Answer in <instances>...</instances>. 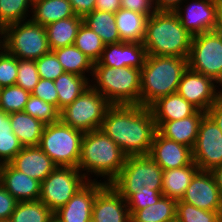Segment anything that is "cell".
Masks as SVG:
<instances>
[{
  "label": "cell",
  "mask_w": 222,
  "mask_h": 222,
  "mask_svg": "<svg viewBox=\"0 0 222 222\" xmlns=\"http://www.w3.org/2000/svg\"><path fill=\"white\" fill-rule=\"evenodd\" d=\"M39 79L35 60L18 59V74L15 85L31 93L38 84Z\"/></svg>",
  "instance_id": "obj_39"
},
{
  "label": "cell",
  "mask_w": 222,
  "mask_h": 222,
  "mask_svg": "<svg viewBox=\"0 0 222 222\" xmlns=\"http://www.w3.org/2000/svg\"><path fill=\"white\" fill-rule=\"evenodd\" d=\"M215 31L222 36V0H219Z\"/></svg>",
  "instance_id": "obj_53"
},
{
  "label": "cell",
  "mask_w": 222,
  "mask_h": 222,
  "mask_svg": "<svg viewBox=\"0 0 222 222\" xmlns=\"http://www.w3.org/2000/svg\"><path fill=\"white\" fill-rule=\"evenodd\" d=\"M54 213L40 200L18 202L10 222H48Z\"/></svg>",
  "instance_id": "obj_33"
},
{
  "label": "cell",
  "mask_w": 222,
  "mask_h": 222,
  "mask_svg": "<svg viewBox=\"0 0 222 222\" xmlns=\"http://www.w3.org/2000/svg\"><path fill=\"white\" fill-rule=\"evenodd\" d=\"M120 3L122 9L146 15L148 18L157 11L154 0H120Z\"/></svg>",
  "instance_id": "obj_45"
},
{
  "label": "cell",
  "mask_w": 222,
  "mask_h": 222,
  "mask_svg": "<svg viewBox=\"0 0 222 222\" xmlns=\"http://www.w3.org/2000/svg\"><path fill=\"white\" fill-rule=\"evenodd\" d=\"M217 84L212 78L188 67L178 84L177 93L198 110L207 112L221 93Z\"/></svg>",
  "instance_id": "obj_13"
},
{
  "label": "cell",
  "mask_w": 222,
  "mask_h": 222,
  "mask_svg": "<svg viewBox=\"0 0 222 222\" xmlns=\"http://www.w3.org/2000/svg\"><path fill=\"white\" fill-rule=\"evenodd\" d=\"M54 83L58 94V110L60 111L77 99L90 86L91 82L90 78L64 72L54 80Z\"/></svg>",
  "instance_id": "obj_29"
},
{
  "label": "cell",
  "mask_w": 222,
  "mask_h": 222,
  "mask_svg": "<svg viewBox=\"0 0 222 222\" xmlns=\"http://www.w3.org/2000/svg\"><path fill=\"white\" fill-rule=\"evenodd\" d=\"M106 185L103 180L88 181L54 215L61 222H88L92 219V207L97 193Z\"/></svg>",
  "instance_id": "obj_16"
},
{
  "label": "cell",
  "mask_w": 222,
  "mask_h": 222,
  "mask_svg": "<svg viewBox=\"0 0 222 222\" xmlns=\"http://www.w3.org/2000/svg\"><path fill=\"white\" fill-rule=\"evenodd\" d=\"M126 155L121 148L101 129L84 132L78 169L88 181H97L100 176L110 184L125 164ZM94 174L97 178L88 176Z\"/></svg>",
  "instance_id": "obj_2"
},
{
  "label": "cell",
  "mask_w": 222,
  "mask_h": 222,
  "mask_svg": "<svg viewBox=\"0 0 222 222\" xmlns=\"http://www.w3.org/2000/svg\"><path fill=\"white\" fill-rule=\"evenodd\" d=\"M206 114L216 123L222 131V92L217 96L216 101L207 110Z\"/></svg>",
  "instance_id": "obj_48"
},
{
  "label": "cell",
  "mask_w": 222,
  "mask_h": 222,
  "mask_svg": "<svg viewBox=\"0 0 222 222\" xmlns=\"http://www.w3.org/2000/svg\"><path fill=\"white\" fill-rule=\"evenodd\" d=\"M176 217L181 222H222V212L200 209L182 200L177 201Z\"/></svg>",
  "instance_id": "obj_36"
},
{
  "label": "cell",
  "mask_w": 222,
  "mask_h": 222,
  "mask_svg": "<svg viewBox=\"0 0 222 222\" xmlns=\"http://www.w3.org/2000/svg\"><path fill=\"white\" fill-rule=\"evenodd\" d=\"M121 8L120 0H96L95 10L116 13Z\"/></svg>",
  "instance_id": "obj_49"
},
{
  "label": "cell",
  "mask_w": 222,
  "mask_h": 222,
  "mask_svg": "<svg viewBox=\"0 0 222 222\" xmlns=\"http://www.w3.org/2000/svg\"><path fill=\"white\" fill-rule=\"evenodd\" d=\"M149 156L163 169H175L192 164V148L179 144L156 132Z\"/></svg>",
  "instance_id": "obj_19"
},
{
  "label": "cell",
  "mask_w": 222,
  "mask_h": 222,
  "mask_svg": "<svg viewBox=\"0 0 222 222\" xmlns=\"http://www.w3.org/2000/svg\"><path fill=\"white\" fill-rule=\"evenodd\" d=\"M32 6L33 0H0V27L29 20Z\"/></svg>",
  "instance_id": "obj_34"
},
{
  "label": "cell",
  "mask_w": 222,
  "mask_h": 222,
  "mask_svg": "<svg viewBox=\"0 0 222 222\" xmlns=\"http://www.w3.org/2000/svg\"><path fill=\"white\" fill-rule=\"evenodd\" d=\"M3 48L20 60H37L50 51L46 28L31 19L3 28Z\"/></svg>",
  "instance_id": "obj_8"
},
{
  "label": "cell",
  "mask_w": 222,
  "mask_h": 222,
  "mask_svg": "<svg viewBox=\"0 0 222 222\" xmlns=\"http://www.w3.org/2000/svg\"><path fill=\"white\" fill-rule=\"evenodd\" d=\"M191 40L174 11L157 10L147 19L142 44L147 55L188 58Z\"/></svg>",
  "instance_id": "obj_3"
},
{
  "label": "cell",
  "mask_w": 222,
  "mask_h": 222,
  "mask_svg": "<svg viewBox=\"0 0 222 222\" xmlns=\"http://www.w3.org/2000/svg\"><path fill=\"white\" fill-rule=\"evenodd\" d=\"M198 166L192 164L163 171L162 194L176 201L184 197L187 187L191 183L193 176L199 171Z\"/></svg>",
  "instance_id": "obj_25"
},
{
  "label": "cell",
  "mask_w": 222,
  "mask_h": 222,
  "mask_svg": "<svg viewBox=\"0 0 222 222\" xmlns=\"http://www.w3.org/2000/svg\"><path fill=\"white\" fill-rule=\"evenodd\" d=\"M100 129L126 156L149 155L157 132L150 107L140 104L111 105Z\"/></svg>",
  "instance_id": "obj_1"
},
{
  "label": "cell",
  "mask_w": 222,
  "mask_h": 222,
  "mask_svg": "<svg viewBox=\"0 0 222 222\" xmlns=\"http://www.w3.org/2000/svg\"><path fill=\"white\" fill-rule=\"evenodd\" d=\"M83 135L59 120L45 124L39 147L57 166L78 168Z\"/></svg>",
  "instance_id": "obj_6"
},
{
  "label": "cell",
  "mask_w": 222,
  "mask_h": 222,
  "mask_svg": "<svg viewBox=\"0 0 222 222\" xmlns=\"http://www.w3.org/2000/svg\"><path fill=\"white\" fill-rule=\"evenodd\" d=\"M83 23L99 35L105 45L121 42L114 13L93 10L83 17Z\"/></svg>",
  "instance_id": "obj_31"
},
{
  "label": "cell",
  "mask_w": 222,
  "mask_h": 222,
  "mask_svg": "<svg viewBox=\"0 0 222 222\" xmlns=\"http://www.w3.org/2000/svg\"><path fill=\"white\" fill-rule=\"evenodd\" d=\"M176 204V200L162 196L157 203L137 210L131 222H167L176 217Z\"/></svg>",
  "instance_id": "obj_32"
},
{
  "label": "cell",
  "mask_w": 222,
  "mask_h": 222,
  "mask_svg": "<svg viewBox=\"0 0 222 222\" xmlns=\"http://www.w3.org/2000/svg\"><path fill=\"white\" fill-rule=\"evenodd\" d=\"M150 109L157 129L165 121L183 119L193 115L198 110L177 92L159 98L150 106Z\"/></svg>",
  "instance_id": "obj_23"
},
{
  "label": "cell",
  "mask_w": 222,
  "mask_h": 222,
  "mask_svg": "<svg viewBox=\"0 0 222 222\" xmlns=\"http://www.w3.org/2000/svg\"><path fill=\"white\" fill-rule=\"evenodd\" d=\"M76 16L84 17L95 10L96 0H68Z\"/></svg>",
  "instance_id": "obj_47"
},
{
  "label": "cell",
  "mask_w": 222,
  "mask_h": 222,
  "mask_svg": "<svg viewBox=\"0 0 222 222\" xmlns=\"http://www.w3.org/2000/svg\"><path fill=\"white\" fill-rule=\"evenodd\" d=\"M210 172H211V174L215 180V183L217 184V187L220 190V193L222 195V165L215 167Z\"/></svg>",
  "instance_id": "obj_52"
},
{
  "label": "cell",
  "mask_w": 222,
  "mask_h": 222,
  "mask_svg": "<svg viewBox=\"0 0 222 222\" xmlns=\"http://www.w3.org/2000/svg\"><path fill=\"white\" fill-rule=\"evenodd\" d=\"M35 64L41 79L54 81L64 73L62 65L51 50L35 60Z\"/></svg>",
  "instance_id": "obj_40"
},
{
  "label": "cell",
  "mask_w": 222,
  "mask_h": 222,
  "mask_svg": "<svg viewBox=\"0 0 222 222\" xmlns=\"http://www.w3.org/2000/svg\"><path fill=\"white\" fill-rule=\"evenodd\" d=\"M18 74V58L4 48L0 51V88L16 83Z\"/></svg>",
  "instance_id": "obj_41"
},
{
  "label": "cell",
  "mask_w": 222,
  "mask_h": 222,
  "mask_svg": "<svg viewBox=\"0 0 222 222\" xmlns=\"http://www.w3.org/2000/svg\"><path fill=\"white\" fill-rule=\"evenodd\" d=\"M112 104L91 85L71 104L59 111V120L83 132L101 128Z\"/></svg>",
  "instance_id": "obj_9"
},
{
  "label": "cell",
  "mask_w": 222,
  "mask_h": 222,
  "mask_svg": "<svg viewBox=\"0 0 222 222\" xmlns=\"http://www.w3.org/2000/svg\"><path fill=\"white\" fill-rule=\"evenodd\" d=\"M18 201L0 183V220H10Z\"/></svg>",
  "instance_id": "obj_46"
},
{
  "label": "cell",
  "mask_w": 222,
  "mask_h": 222,
  "mask_svg": "<svg viewBox=\"0 0 222 222\" xmlns=\"http://www.w3.org/2000/svg\"><path fill=\"white\" fill-rule=\"evenodd\" d=\"M185 1L187 5H179L173 10L182 23V26L192 36L214 31L217 23L219 0Z\"/></svg>",
  "instance_id": "obj_14"
},
{
  "label": "cell",
  "mask_w": 222,
  "mask_h": 222,
  "mask_svg": "<svg viewBox=\"0 0 222 222\" xmlns=\"http://www.w3.org/2000/svg\"><path fill=\"white\" fill-rule=\"evenodd\" d=\"M147 19L146 15L120 8L115 13V23L121 41L143 43Z\"/></svg>",
  "instance_id": "obj_27"
},
{
  "label": "cell",
  "mask_w": 222,
  "mask_h": 222,
  "mask_svg": "<svg viewBox=\"0 0 222 222\" xmlns=\"http://www.w3.org/2000/svg\"><path fill=\"white\" fill-rule=\"evenodd\" d=\"M23 111L32 117L41 120L44 124L59 121V110L54 105L33 95L29 96Z\"/></svg>",
  "instance_id": "obj_38"
},
{
  "label": "cell",
  "mask_w": 222,
  "mask_h": 222,
  "mask_svg": "<svg viewBox=\"0 0 222 222\" xmlns=\"http://www.w3.org/2000/svg\"><path fill=\"white\" fill-rule=\"evenodd\" d=\"M87 182L78 168L57 166L41 182L39 200L54 213Z\"/></svg>",
  "instance_id": "obj_11"
},
{
  "label": "cell",
  "mask_w": 222,
  "mask_h": 222,
  "mask_svg": "<svg viewBox=\"0 0 222 222\" xmlns=\"http://www.w3.org/2000/svg\"><path fill=\"white\" fill-rule=\"evenodd\" d=\"M206 112L197 110L193 115L173 121H165L157 131L167 139L194 148L199 125Z\"/></svg>",
  "instance_id": "obj_22"
},
{
  "label": "cell",
  "mask_w": 222,
  "mask_h": 222,
  "mask_svg": "<svg viewBox=\"0 0 222 222\" xmlns=\"http://www.w3.org/2000/svg\"><path fill=\"white\" fill-rule=\"evenodd\" d=\"M185 0H154L157 10L173 11L179 5H183Z\"/></svg>",
  "instance_id": "obj_50"
},
{
  "label": "cell",
  "mask_w": 222,
  "mask_h": 222,
  "mask_svg": "<svg viewBox=\"0 0 222 222\" xmlns=\"http://www.w3.org/2000/svg\"><path fill=\"white\" fill-rule=\"evenodd\" d=\"M3 49V28L0 27V50Z\"/></svg>",
  "instance_id": "obj_54"
},
{
  "label": "cell",
  "mask_w": 222,
  "mask_h": 222,
  "mask_svg": "<svg viewBox=\"0 0 222 222\" xmlns=\"http://www.w3.org/2000/svg\"><path fill=\"white\" fill-rule=\"evenodd\" d=\"M162 196V192H157L146 187L138 189L136 193L132 194L126 200L130 215L132 216L139 209H144L147 206L157 203Z\"/></svg>",
  "instance_id": "obj_42"
},
{
  "label": "cell",
  "mask_w": 222,
  "mask_h": 222,
  "mask_svg": "<svg viewBox=\"0 0 222 222\" xmlns=\"http://www.w3.org/2000/svg\"><path fill=\"white\" fill-rule=\"evenodd\" d=\"M30 92L12 85L0 88V108L6 113L23 111Z\"/></svg>",
  "instance_id": "obj_37"
},
{
  "label": "cell",
  "mask_w": 222,
  "mask_h": 222,
  "mask_svg": "<svg viewBox=\"0 0 222 222\" xmlns=\"http://www.w3.org/2000/svg\"><path fill=\"white\" fill-rule=\"evenodd\" d=\"M64 72L77 74L82 77H86L88 73L92 76L93 65L92 60L82 53L75 45L65 46L52 50ZM87 75H86V73Z\"/></svg>",
  "instance_id": "obj_30"
},
{
  "label": "cell",
  "mask_w": 222,
  "mask_h": 222,
  "mask_svg": "<svg viewBox=\"0 0 222 222\" xmlns=\"http://www.w3.org/2000/svg\"><path fill=\"white\" fill-rule=\"evenodd\" d=\"M163 169L149 156H127L119 175L110 183L127 200L146 187L162 192Z\"/></svg>",
  "instance_id": "obj_7"
},
{
  "label": "cell",
  "mask_w": 222,
  "mask_h": 222,
  "mask_svg": "<svg viewBox=\"0 0 222 222\" xmlns=\"http://www.w3.org/2000/svg\"><path fill=\"white\" fill-rule=\"evenodd\" d=\"M74 45L89 57L93 63H96L100 59L103 49L105 48V43L101 40L99 35L83 22L78 29Z\"/></svg>",
  "instance_id": "obj_35"
},
{
  "label": "cell",
  "mask_w": 222,
  "mask_h": 222,
  "mask_svg": "<svg viewBox=\"0 0 222 222\" xmlns=\"http://www.w3.org/2000/svg\"><path fill=\"white\" fill-rule=\"evenodd\" d=\"M10 164L39 182H42L57 167L39 146L23 147Z\"/></svg>",
  "instance_id": "obj_21"
},
{
  "label": "cell",
  "mask_w": 222,
  "mask_h": 222,
  "mask_svg": "<svg viewBox=\"0 0 222 222\" xmlns=\"http://www.w3.org/2000/svg\"><path fill=\"white\" fill-rule=\"evenodd\" d=\"M181 200L200 209L222 212V195L210 171L199 170Z\"/></svg>",
  "instance_id": "obj_15"
},
{
  "label": "cell",
  "mask_w": 222,
  "mask_h": 222,
  "mask_svg": "<svg viewBox=\"0 0 222 222\" xmlns=\"http://www.w3.org/2000/svg\"><path fill=\"white\" fill-rule=\"evenodd\" d=\"M90 85L112 105L140 104L141 69L93 66Z\"/></svg>",
  "instance_id": "obj_5"
},
{
  "label": "cell",
  "mask_w": 222,
  "mask_h": 222,
  "mask_svg": "<svg viewBox=\"0 0 222 222\" xmlns=\"http://www.w3.org/2000/svg\"><path fill=\"white\" fill-rule=\"evenodd\" d=\"M0 183L18 202L40 198L41 182L15 169L10 163L0 165Z\"/></svg>",
  "instance_id": "obj_20"
},
{
  "label": "cell",
  "mask_w": 222,
  "mask_h": 222,
  "mask_svg": "<svg viewBox=\"0 0 222 222\" xmlns=\"http://www.w3.org/2000/svg\"><path fill=\"white\" fill-rule=\"evenodd\" d=\"M2 131H12L9 113L4 112L0 108V132Z\"/></svg>",
  "instance_id": "obj_51"
},
{
  "label": "cell",
  "mask_w": 222,
  "mask_h": 222,
  "mask_svg": "<svg viewBox=\"0 0 222 222\" xmlns=\"http://www.w3.org/2000/svg\"><path fill=\"white\" fill-rule=\"evenodd\" d=\"M188 68V58L147 55L141 68L140 105L150 107L159 98L177 92Z\"/></svg>",
  "instance_id": "obj_4"
},
{
  "label": "cell",
  "mask_w": 222,
  "mask_h": 222,
  "mask_svg": "<svg viewBox=\"0 0 222 222\" xmlns=\"http://www.w3.org/2000/svg\"><path fill=\"white\" fill-rule=\"evenodd\" d=\"M146 57L147 51L142 43L121 41L106 44L100 59L93 66L141 69L144 66Z\"/></svg>",
  "instance_id": "obj_17"
},
{
  "label": "cell",
  "mask_w": 222,
  "mask_h": 222,
  "mask_svg": "<svg viewBox=\"0 0 222 222\" xmlns=\"http://www.w3.org/2000/svg\"><path fill=\"white\" fill-rule=\"evenodd\" d=\"M192 151L193 161L201 171L222 165V131L207 114L200 122Z\"/></svg>",
  "instance_id": "obj_12"
},
{
  "label": "cell",
  "mask_w": 222,
  "mask_h": 222,
  "mask_svg": "<svg viewBox=\"0 0 222 222\" xmlns=\"http://www.w3.org/2000/svg\"><path fill=\"white\" fill-rule=\"evenodd\" d=\"M13 133L23 147L39 146L45 124L24 111L9 113Z\"/></svg>",
  "instance_id": "obj_24"
},
{
  "label": "cell",
  "mask_w": 222,
  "mask_h": 222,
  "mask_svg": "<svg viewBox=\"0 0 222 222\" xmlns=\"http://www.w3.org/2000/svg\"><path fill=\"white\" fill-rule=\"evenodd\" d=\"M31 95L54 105L58 109V94L54 81L40 78Z\"/></svg>",
  "instance_id": "obj_44"
},
{
  "label": "cell",
  "mask_w": 222,
  "mask_h": 222,
  "mask_svg": "<svg viewBox=\"0 0 222 222\" xmlns=\"http://www.w3.org/2000/svg\"><path fill=\"white\" fill-rule=\"evenodd\" d=\"M167 222H181V221L177 217H175L174 219L169 220Z\"/></svg>",
  "instance_id": "obj_56"
},
{
  "label": "cell",
  "mask_w": 222,
  "mask_h": 222,
  "mask_svg": "<svg viewBox=\"0 0 222 222\" xmlns=\"http://www.w3.org/2000/svg\"><path fill=\"white\" fill-rule=\"evenodd\" d=\"M0 222H10L9 220H0Z\"/></svg>",
  "instance_id": "obj_57"
},
{
  "label": "cell",
  "mask_w": 222,
  "mask_h": 222,
  "mask_svg": "<svg viewBox=\"0 0 222 222\" xmlns=\"http://www.w3.org/2000/svg\"><path fill=\"white\" fill-rule=\"evenodd\" d=\"M83 22L80 16H73L48 24L46 28L50 50L74 45L78 29Z\"/></svg>",
  "instance_id": "obj_28"
},
{
  "label": "cell",
  "mask_w": 222,
  "mask_h": 222,
  "mask_svg": "<svg viewBox=\"0 0 222 222\" xmlns=\"http://www.w3.org/2000/svg\"><path fill=\"white\" fill-rule=\"evenodd\" d=\"M30 19L46 27L58 20L75 16L68 0H33Z\"/></svg>",
  "instance_id": "obj_26"
},
{
  "label": "cell",
  "mask_w": 222,
  "mask_h": 222,
  "mask_svg": "<svg viewBox=\"0 0 222 222\" xmlns=\"http://www.w3.org/2000/svg\"><path fill=\"white\" fill-rule=\"evenodd\" d=\"M48 222H61V221L58 219V217L53 215Z\"/></svg>",
  "instance_id": "obj_55"
},
{
  "label": "cell",
  "mask_w": 222,
  "mask_h": 222,
  "mask_svg": "<svg viewBox=\"0 0 222 222\" xmlns=\"http://www.w3.org/2000/svg\"><path fill=\"white\" fill-rule=\"evenodd\" d=\"M22 149L13 131L0 132V165L10 163Z\"/></svg>",
  "instance_id": "obj_43"
},
{
  "label": "cell",
  "mask_w": 222,
  "mask_h": 222,
  "mask_svg": "<svg viewBox=\"0 0 222 222\" xmlns=\"http://www.w3.org/2000/svg\"><path fill=\"white\" fill-rule=\"evenodd\" d=\"M188 67L222 86V36L214 31L192 36Z\"/></svg>",
  "instance_id": "obj_10"
},
{
  "label": "cell",
  "mask_w": 222,
  "mask_h": 222,
  "mask_svg": "<svg viewBox=\"0 0 222 222\" xmlns=\"http://www.w3.org/2000/svg\"><path fill=\"white\" fill-rule=\"evenodd\" d=\"M92 219L95 222H131L126 200L111 184H106L97 193L92 207Z\"/></svg>",
  "instance_id": "obj_18"
}]
</instances>
